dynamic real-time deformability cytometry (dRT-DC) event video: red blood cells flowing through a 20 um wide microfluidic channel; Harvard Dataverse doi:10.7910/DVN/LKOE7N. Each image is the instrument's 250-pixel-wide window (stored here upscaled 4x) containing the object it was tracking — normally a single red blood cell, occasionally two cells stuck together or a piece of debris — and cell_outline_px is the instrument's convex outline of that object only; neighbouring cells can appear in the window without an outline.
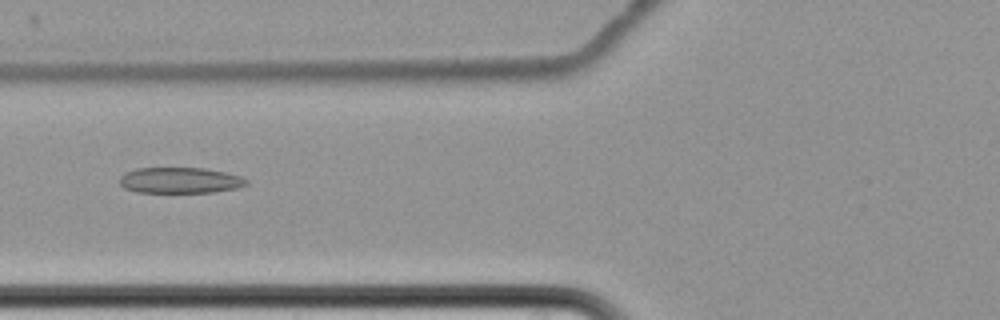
{"species": "common noctule bat (a hibernating species)", "species_latin": "Nyctalus noctula", "temperature_condition": "cold", "stored_images_in_passage": 7, "camera_frame_rate_fps": 3000, "um_per_image_px": 0.085, "animal": {"sex": "female", "body_mass_g": 22.7, "forearm_length_mm": 54.2}, "frame": {"image": 1, "passage_image": 3, "time_ms": 2.333, "image_size_px": [1000, 320], "cell_outline_px": [[248, 184], [236, 188], [212, 192], [136, 192], [124, 188], [120, 184], [120, 176], [124, 172], [136, 168], [204, 168], [228, 172], [240, 176], [248, 180]], "centroid_in_image_um": [15.29, 15.32], "position_along_channel_um": 110.5, "area_um2": 19.19}}
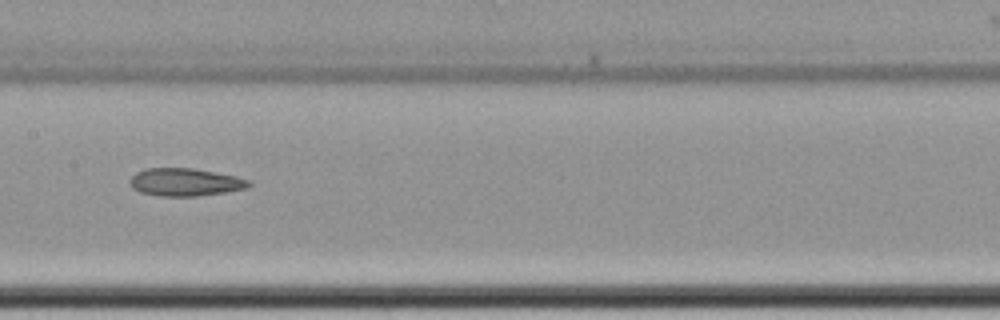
{"frame": {"image": 2, "passage_image": 5, "time_ms": 4.667, "image_size_px": [1000, 320], "cell_outline_px": [[252, 184], [248, 188], [224, 192], [196, 196], [160, 196], [140, 192], [132, 188], [128, 180], [136, 172], [148, 168], [192, 168], [216, 172], [236, 176], [248, 180]], "centroid_in_image_um": [15.72, 15.48], "position_along_channel_um": 191.7, "area_um2": 19.25}}
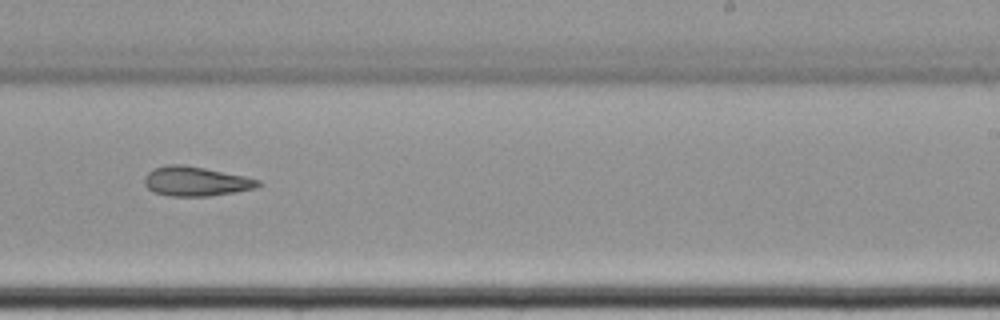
{"frame": {"image": 3, "passage_image": 7, "time_ms": 7.0, "image_size_px": [1000, 320], "cell_outline_px": [[264, 184], [256, 188], [236, 192], [208, 196], [168, 196], [152, 192], [144, 184], [144, 176], [152, 168], [168, 164], [184, 164], [244, 176], [260, 180]], "centroid_in_image_um": [16.63, 15.41], "position_along_channel_um": 272.4, "area_um2": 19.77}}